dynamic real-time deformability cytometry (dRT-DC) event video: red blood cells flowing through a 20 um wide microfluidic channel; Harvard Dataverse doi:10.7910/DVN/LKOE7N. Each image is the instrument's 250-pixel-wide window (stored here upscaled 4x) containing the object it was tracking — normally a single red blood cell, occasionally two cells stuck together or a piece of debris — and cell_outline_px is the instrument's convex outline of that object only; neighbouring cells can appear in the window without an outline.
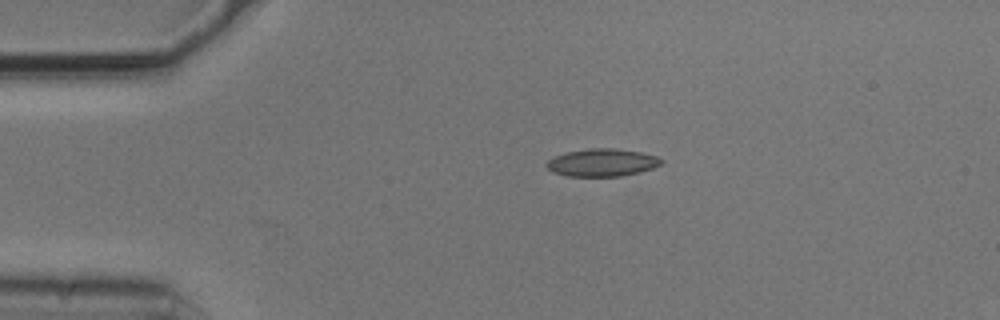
{"species": "common noctule bat (a hibernating species)", "species_latin": "Nyctalus noctula", "temperature_condition": "cold", "stored_images_in_passage": 3, "camera_frame_rate_fps": 3000, "um_per_image_px": 0.085, "animal": {"sex": "male", "body_mass_g": 20.5, "forearm_length_mm": 52.5}, "frame": {"image": 1, "passage_image": 3, "time_ms": 0.667, "image_size_px": [1000, 320], "cell_outline_px": [[664, 160], [660, 164], [652, 168], [640, 172], [620, 176], [568, 176], [552, 172], [544, 164], [548, 160], [564, 152], [592, 148], [612, 148], [640, 152], [656, 156]], "centroid_in_image_um": [51.15, 13.82], "position_along_channel_um": 33.8, "area_um2": 18.38}}